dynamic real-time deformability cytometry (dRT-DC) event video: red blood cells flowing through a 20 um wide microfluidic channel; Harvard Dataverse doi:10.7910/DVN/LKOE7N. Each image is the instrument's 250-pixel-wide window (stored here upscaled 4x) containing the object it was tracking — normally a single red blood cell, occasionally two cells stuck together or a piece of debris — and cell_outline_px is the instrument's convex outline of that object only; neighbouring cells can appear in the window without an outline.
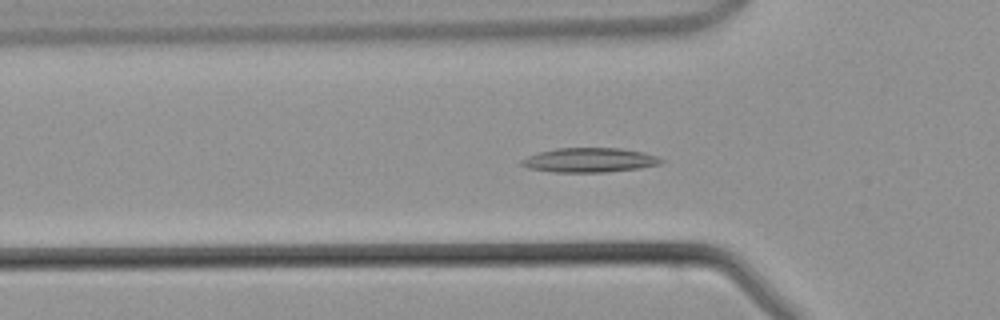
{"species": "common noctule bat (a hibernating species)", "species_latin": "Nyctalus noctula", "temperature_condition": "warm", "stored_images_in_passage": 25, "camera_frame_rate_fps": 3000, "um_per_image_px": 0.085, "animal": {"sex": "male", "body_mass_g": 21.5, "forearm_length_mm": 52.0}, "frame": {"image": 1, "passage_image": 2, "time_ms": 0.333, "image_size_px": [1000, 320], "cell_outline_px": [[664, 160], [660, 164], [640, 168], [608, 172], [552, 172], [528, 168], [520, 164], [520, 160], [528, 156], [540, 152], [556, 148], [620, 148], [644, 152], [656, 156]], "centroid_in_image_um": [50.11, 13.61], "position_along_channel_um": 75.7, "area_um2": 19.88}}
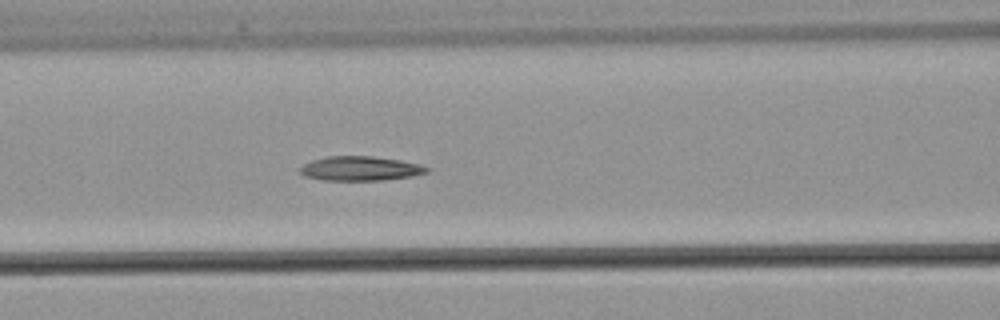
{"frame": {"image": 2, "passage_image": 6, "time_ms": 1.667, "image_size_px": [1000, 320], "cell_outline_px": [[428, 172], [412, 176], [384, 180], [324, 180], [304, 176], [300, 172], [300, 168], [304, 164], [312, 160], [328, 156], [372, 156], [400, 160], [420, 164], [428, 168]], "centroid_in_image_um": [30.62, 14.32], "position_along_channel_um": 136.0, "area_um2": 17.92}}
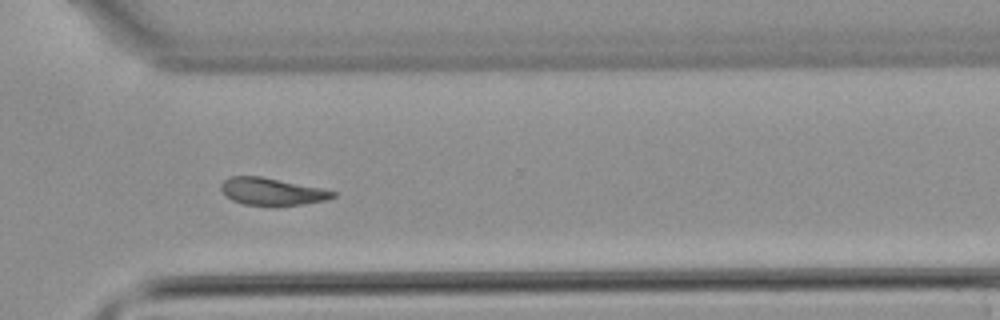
{"frame": {"image": 3, "passage_image": 20, "time_ms": 6.333, "image_size_px": [1000, 320], "cell_outline_px": [[336, 196], [324, 200], [300, 204], [244, 204], [232, 200], [224, 196], [220, 188], [220, 184], [224, 180], [232, 176], [260, 176], [320, 188], [336, 192]], "centroid_in_image_um": [23.04, 16.26], "position_along_channel_um": 347.6, "area_um2": 17.22}}